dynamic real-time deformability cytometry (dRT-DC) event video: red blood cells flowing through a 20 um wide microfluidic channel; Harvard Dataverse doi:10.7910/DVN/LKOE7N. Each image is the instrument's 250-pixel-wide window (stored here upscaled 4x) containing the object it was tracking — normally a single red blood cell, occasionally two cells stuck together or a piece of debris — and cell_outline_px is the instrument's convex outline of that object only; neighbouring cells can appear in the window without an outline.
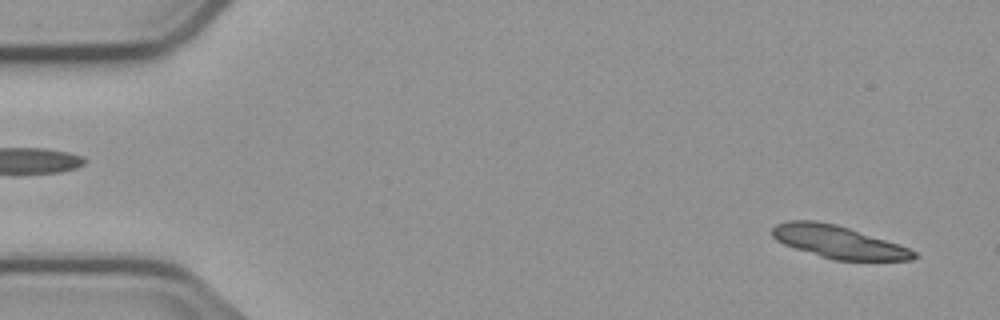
{"species": "common noctule bat (a hibernating species)", "species_latin": "Nyctalus noctula", "temperature_condition": "cold", "stored_images_in_passage": 4, "camera_frame_rate_fps": 3000, "um_per_image_px": 0.085, "animal": {"sex": "male", "body_mass_g": 23.1, "forearm_length_mm": 52.7}, "frame": {"image": 1, "passage_image": 1, "time_ms": 0.0, "image_size_px": [1000, 320], "cell_outline_px": [[920, 256], [912, 260], [832, 260], [784, 244], [776, 240], [772, 236], [772, 228], [776, 224], [788, 220], [816, 220], [836, 224], [908, 248], [916, 252]], "centroid_in_image_um": [71.22, 20.56], "position_along_channel_um": 13.8, "area_um2": 26.53}}